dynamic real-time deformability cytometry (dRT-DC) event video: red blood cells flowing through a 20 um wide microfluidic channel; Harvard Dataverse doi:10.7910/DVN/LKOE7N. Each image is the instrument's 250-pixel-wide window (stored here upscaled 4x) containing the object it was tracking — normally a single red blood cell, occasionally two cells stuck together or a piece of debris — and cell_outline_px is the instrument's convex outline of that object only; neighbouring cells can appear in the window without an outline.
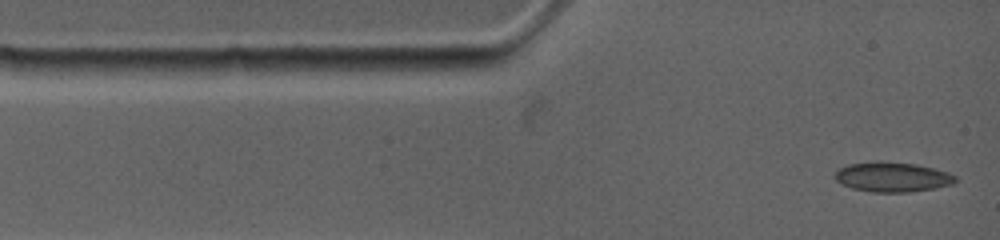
{"species": "common noctule bat (a hibernating species)", "species_latin": "Nyctalus noctula", "temperature_condition": "warm", "stored_images_in_passage": 7, "camera_frame_rate_fps": 4500, "um_per_image_px": 0.085, "animal": {"sex": "female", "body_mass_g": 19.0, "forearm_length_mm": 53.3}, "frame": {"image": 1, "passage_image": 1, "time_ms": 0.0, "image_size_px": [1000, 240], "cell_outline_px": [[960, 180], [952, 184], [936, 188], [908, 192], [872, 192], [852, 188], [836, 180], [832, 176], [840, 168], [848, 164], [876, 160], [880, 160], [916, 164], [948, 172], [956, 176]], "centroid_in_image_um": [75.86, 15.03], "position_along_channel_um": 9.1, "area_um2": 21.15}}
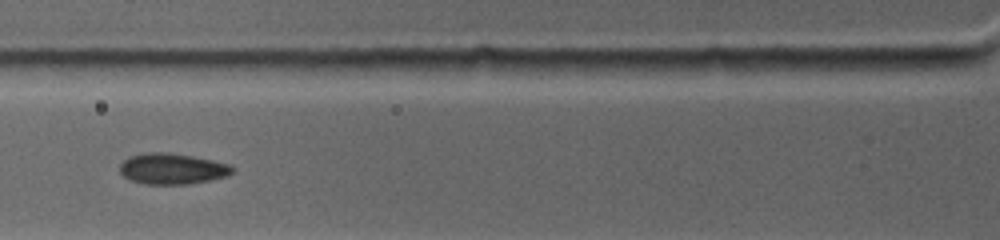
{"frame": {"image": 2, "passage_image": 5, "time_ms": 3.556, "image_size_px": [1000, 240], "cell_outline_px": [[236, 168], [228, 176], [212, 180], [188, 184], [144, 184], [132, 180], [124, 176], [120, 172], [120, 164], [128, 156], [144, 152], [164, 152], [192, 156], [212, 160], [228, 164]], "centroid_in_image_um": [14.64, 14.34], "position_along_channel_um": 111.2, "area_um2": 20.35}}
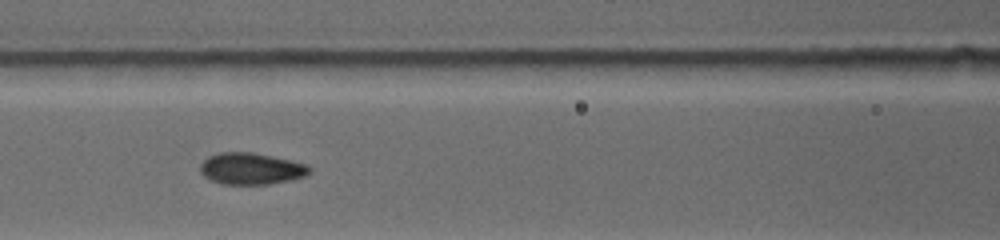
{"frame": {"image": 3, "passage_image": 6, "time_ms": 4.444, "image_size_px": [1000, 240], "cell_outline_px": [[312, 172], [304, 176], [292, 180], [268, 184], [220, 184], [204, 176], [200, 172], [200, 164], [208, 156], [220, 152], [252, 152], [292, 160], [308, 164], [312, 168]], "centroid_in_image_um": [21.37, 14.33], "position_along_channel_um": 145.2, "area_um2": 20.35}}